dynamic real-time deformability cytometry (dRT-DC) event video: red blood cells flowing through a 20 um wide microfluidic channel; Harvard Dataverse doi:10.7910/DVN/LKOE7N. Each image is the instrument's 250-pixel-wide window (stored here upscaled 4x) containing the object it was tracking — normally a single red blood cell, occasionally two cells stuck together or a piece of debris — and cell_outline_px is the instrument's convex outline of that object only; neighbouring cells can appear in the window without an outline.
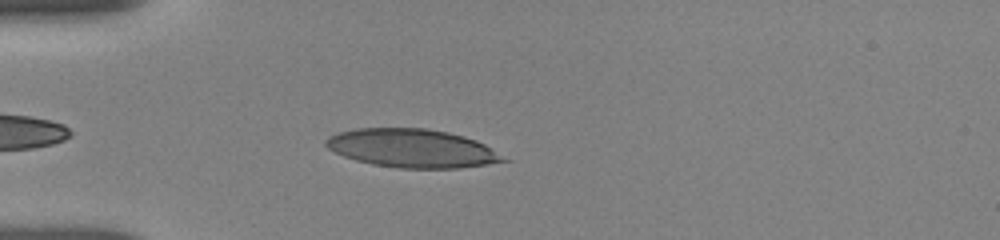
{"species": "human", "species_latin": "Homo sapiens", "temperature_condition": "room temperature", "stored_images_in_passage": 10, "camera_frame_rate_fps": 3000, "um_per_image_px": 0.085, "donor": {"sex": "female"}, "frame": {"image": 1, "passage_image": 5, "time_ms": 1.667, "image_size_px": [1000, 240], "cell_outline_px": [[512, 160], [488, 164], [460, 168], [400, 168], [372, 164], [356, 160], [344, 156], [328, 148], [324, 144], [324, 140], [328, 136], [340, 132], [356, 128], [428, 128], [448, 132], [464, 136], [476, 140], [484, 144]], "centroid_in_image_um": [35.05, 12.6], "position_along_channel_um": 50.0, "area_um2": 39.88}}
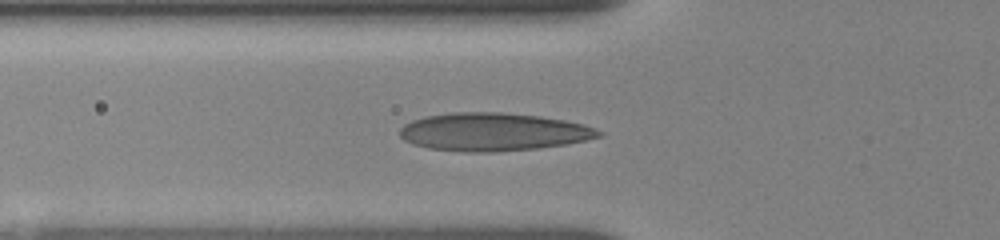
{"frame": {"image": 2, "passage_image": 9, "time_ms": 3.0, "image_size_px": [1000, 240], "cell_outline_px": [[604, 136], [564, 144], [540, 148], [496, 152], [464, 152], [428, 148], [412, 144], [404, 140], [400, 136], [400, 128], [404, 124], [412, 120], [424, 116], [452, 112], [500, 112], [540, 116], [564, 120], [584, 124], [596, 128], [604, 132]], "centroid_in_image_um": [41.92, 11.21], "position_along_channel_um": 83.9, "area_um2": 44.39}}